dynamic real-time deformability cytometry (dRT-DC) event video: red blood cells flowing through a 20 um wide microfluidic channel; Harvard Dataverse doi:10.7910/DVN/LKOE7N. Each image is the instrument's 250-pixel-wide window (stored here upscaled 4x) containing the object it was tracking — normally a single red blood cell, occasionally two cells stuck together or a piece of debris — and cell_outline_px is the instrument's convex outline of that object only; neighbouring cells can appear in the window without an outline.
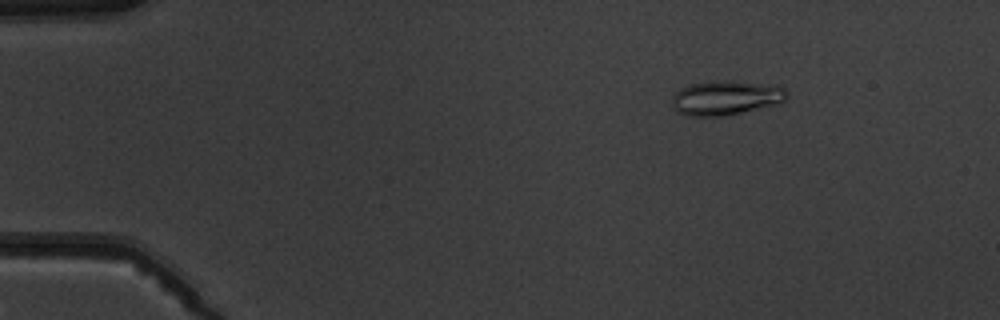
{"species": "common noctule bat (a hibernating species)", "species_latin": "Nyctalus noctula", "temperature_condition": "warm", "stored_images_in_passage": 7, "camera_frame_rate_fps": 3000, "um_per_image_px": 0.085, "animal": {"sex": "male", "body_mass_g": 19.5, "forearm_length_mm": 54.6}, "frame": {"image": 1, "passage_image": 1, "time_ms": 0.0, "image_size_px": [1000, 320], "cell_outline_px": [[788, 96], [784, 100], [776, 104], [724, 116], [688, 116], [680, 112], [672, 104], [672, 96], [680, 88], [692, 84], [716, 80], [732, 80], [776, 84], [784, 88], [788, 92]], "centroid_in_image_um": [61.74, 8.29], "position_along_channel_um": 23.3, "area_um2": 23.18}}
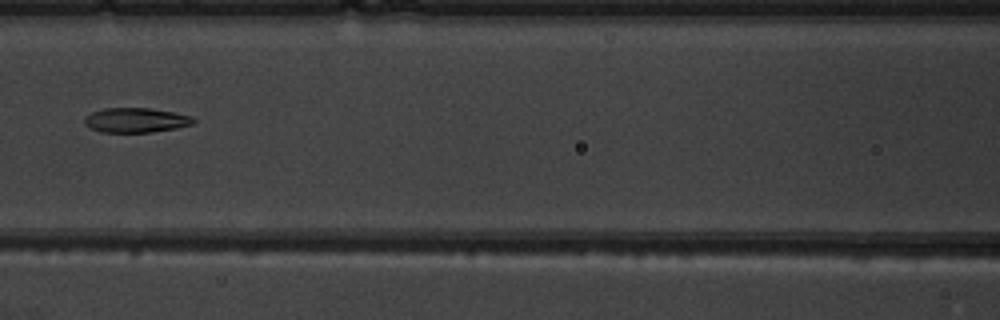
{"frame": {"image": 2, "passage_image": 6, "time_ms": 5.667, "image_size_px": [1000, 320], "cell_outline_px": [[196, 124], [176, 128], [152, 132], [100, 132], [84, 124], [84, 116], [92, 112], [104, 108], [148, 108], [176, 112], [192, 116], [196, 120]], "centroid_in_image_um": [11.58, 10.21], "position_along_channel_um": 155.0, "area_um2": 15.84}}
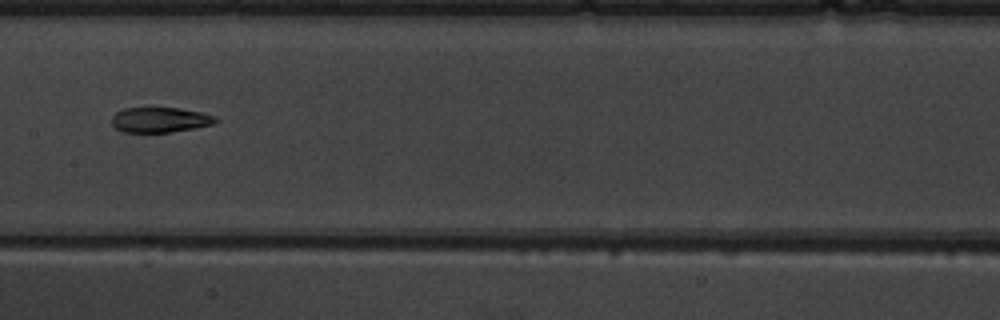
{"frame": {"image": 3, "passage_image": 7, "time_ms": 6.667, "image_size_px": [1000, 320], "cell_outline_px": [[220, 120], [212, 124], [172, 132], [120, 132], [112, 124], [112, 116], [116, 112], [124, 108], [176, 108], [200, 112], [216, 116]], "centroid_in_image_um": [13.58, 10.19], "position_along_channel_um": 193.8, "area_um2": 15.14}}